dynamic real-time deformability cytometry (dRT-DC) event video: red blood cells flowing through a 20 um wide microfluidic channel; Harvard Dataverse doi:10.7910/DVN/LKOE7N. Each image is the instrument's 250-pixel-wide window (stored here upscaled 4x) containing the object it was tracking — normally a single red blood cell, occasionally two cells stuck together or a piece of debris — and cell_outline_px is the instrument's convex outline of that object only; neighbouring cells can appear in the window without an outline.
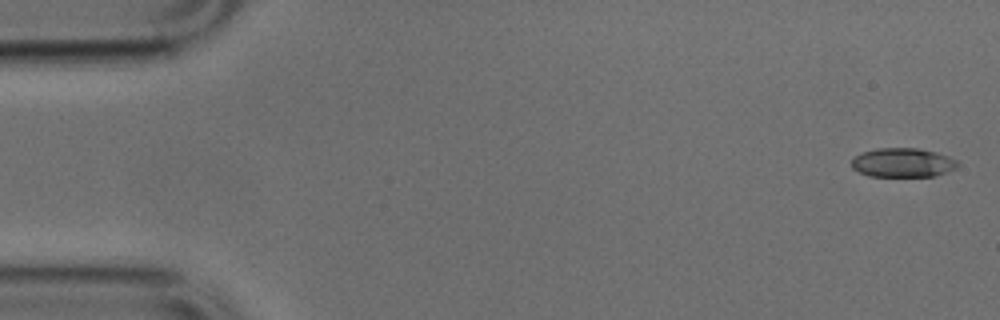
{"species": "common noctule bat (a hibernating species)", "species_latin": "Nyctalus noctula", "temperature_condition": "cold", "stored_images_in_passage": 50, "camera_frame_rate_fps": 3000, "um_per_image_px": 0.085, "animal": {"sex": "male", "body_mass_g": 17.9, "forearm_length_mm": 54.2}, "frame": {"image": 1, "passage_image": 1, "time_ms": 0.0, "image_size_px": [1000, 320], "cell_outline_px": [[960, 164], [956, 168], [936, 176], [868, 176], [852, 168], [852, 160], [856, 156], [864, 152], [876, 148], [916, 148], [936, 152], [948, 156], [956, 160]], "centroid_in_image_um": [76.76, 13.82], "position_along_channel_um": 8.2, "area_um2": 17.92}}
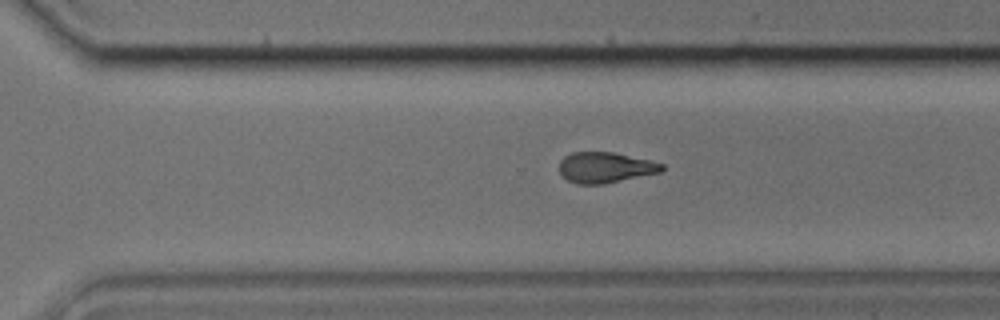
{"frame": {"image": 2, "passage_image": 34, "time_ms": 11.0, "image_size_px": [1000, 320], "cell_outline_px": [[664, 168], [660, 172], [604, 184], [576, 184], [568, 180], [560, 172], [560, 160], [564, 156], [572, 152], [612, 152], [648, 160], [664, 164]], "centroid_in_image_um": [51.43, 14.24], "position_along_channel_um": 319.2, "area_um2": 18.15}}
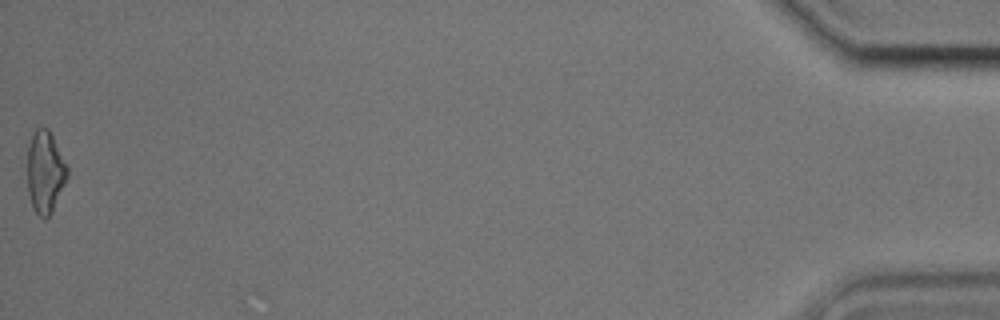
{"frame": {"image": 3, "passage_image": 50, "time_ms": 16.333, "image_size_px": [1000, 320], "cell_outline_px": [[68, 176], [52, 212], [44, 220], [32, 208], [28, 192], [28, 144], [36, 128], [48, 128], [68, 168]], "centroid_in_image_um": [3.83, 14.65], "position_along_channel_um": 431.4, "area_um2": 18.9}}